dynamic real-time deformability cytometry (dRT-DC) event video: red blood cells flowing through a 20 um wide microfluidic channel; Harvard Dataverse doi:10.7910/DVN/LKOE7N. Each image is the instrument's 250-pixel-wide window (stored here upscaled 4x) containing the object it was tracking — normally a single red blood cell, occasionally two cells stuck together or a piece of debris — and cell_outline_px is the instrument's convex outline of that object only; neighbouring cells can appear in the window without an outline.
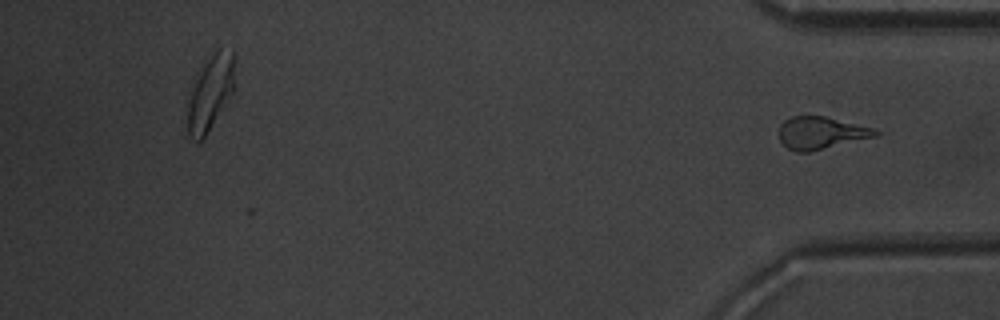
{"species": "common noctule bat (a hibernating species)", "species_latin": "Nyctalus noctula", "temperature_condition": "warm", "stored_images_in_passage": 38, "segment_of_instrument_passage": [2, 2], "camera_frame_rate_fps": 3000, "um_per_image_px": 0.085, "animal": {"sex": "male", "body_mass_g": 20.1, "forearm_length_mm": 53.5}, "frame": {"image": 1, "passage_image": 38, "time_ms": 12.333, "image_size_px": [1000, 320], "cell_outline_px": [[880, 136], [808, 152], [796, 152], [788, 148], [780, 140], [776, 132], [780, 124], [784, 120], [792, 116], [824, 116], [876, 128], [880, 132]], "centroid_in_image_um": [69.8, 11.29], "position_along_channel_um": 365.4, "area_um2": 18.55}}